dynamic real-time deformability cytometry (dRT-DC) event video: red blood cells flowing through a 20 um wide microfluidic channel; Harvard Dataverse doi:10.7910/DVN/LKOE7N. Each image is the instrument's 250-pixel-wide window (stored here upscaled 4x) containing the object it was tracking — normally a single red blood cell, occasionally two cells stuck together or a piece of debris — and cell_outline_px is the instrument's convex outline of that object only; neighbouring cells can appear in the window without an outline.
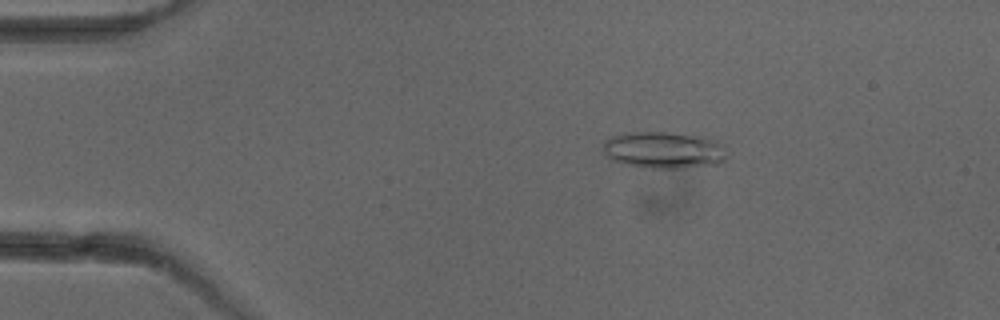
{"species": "common noctule bat (a hibernating species)", "species_latin": "Nyctalus noctula", "temperature_condition": "cold", "stored_images_in_passage": 5, "camera_frame_rate_fps": 3000, "um_per_image_px": 0.085, "animal": {"sex": "female"}, "frame": {"image": 1, "passage_image": 2, "time_ms": 2.0, "image_size_px": [1000, 320], "cell_outline_px": [[724, 160], [720, 164], [680, 168], [648, 168], [628, 164], [612, 160], [604, 156], [604, 140], [608, 136], [624, 132], [668, 132], [700, 136], [716, 140], [720, 144], [724, 156]], "centroid_in_image_um": [56.35, 12.74], "position_along_channel_um": 28.7, "area_um2": 26.53}}